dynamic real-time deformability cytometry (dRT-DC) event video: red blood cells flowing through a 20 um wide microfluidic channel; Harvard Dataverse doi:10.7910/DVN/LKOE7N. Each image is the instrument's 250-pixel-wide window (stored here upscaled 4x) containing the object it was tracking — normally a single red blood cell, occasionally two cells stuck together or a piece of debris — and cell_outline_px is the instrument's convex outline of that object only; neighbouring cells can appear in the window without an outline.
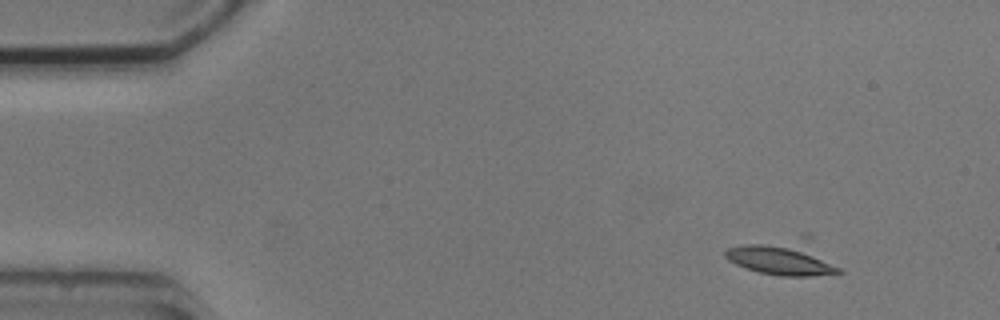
{"species": "common noctule bat (a hibernating species)", "species_latin": "Nyctalus noctula", "temperature_condition": "cold", "stored_images_in_passage": 3, "camera_frame_rate_fps": 3000, "um_per_image_px": 0.085, "animal": {"sex": "male", "body_mass_g": 20.5, "forearm_length_mm": 52.5}, "frame": {"image": 1, "passage_image": 2, "time_ms": 1.0, "image_size_px": [1000, 320], "cell_outline_px": [[844, 272], [812, 276], [780, 276], [760, 272], [736, 264], [728, 260], [724, 256], [724, 252], [728, 248], [748, 244], [760, 244], [800, 248], [840, 268]], "centroid_in_image_um": [66.28, 22.15], "position_along_channel_um": 18.7, "area_um2": 18.44}}